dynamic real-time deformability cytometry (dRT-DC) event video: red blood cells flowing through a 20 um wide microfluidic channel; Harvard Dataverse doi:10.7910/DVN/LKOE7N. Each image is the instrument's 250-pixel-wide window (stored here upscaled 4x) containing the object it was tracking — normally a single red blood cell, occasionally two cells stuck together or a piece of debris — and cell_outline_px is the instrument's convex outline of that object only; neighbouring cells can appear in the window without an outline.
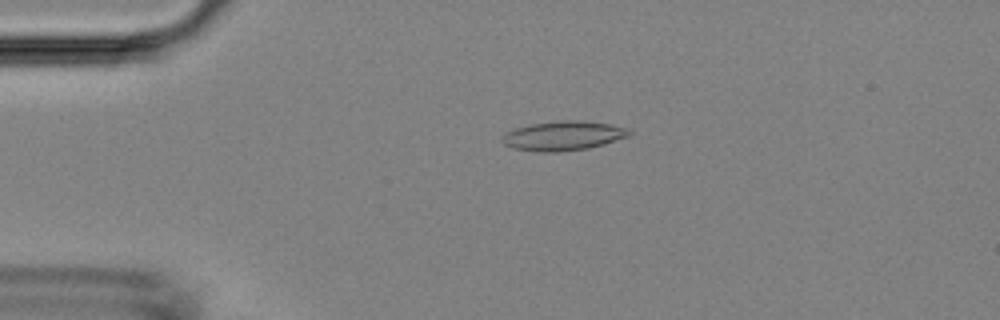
{"species": "Egyptian fruit bat (a non-hibernating species)", "species_latin": "Rousettus aegyptiacus", "temperature_condition": "room temperature", "stored_images_in_passage": 4, "camera_frame_rate_fps": 3000, "um_per_image_px": 0.085, "animal": {"sex": "female"}, "frame": {"image": 1, "passage_image": 2, "time_ms": 1.0, "image_size_px": [1000, 320], "cell_outline_px": [[632, 132], [628, 136], [604, 144], [588, 148], [560, 152], [536, 152], [512, 148], [504, 144], [500, 140], [500, 136], [516, 128], [532, 124], [564, 120], [580, 120], [612, 124], [628, 128]], "centroid_in_image_um": [47.87, 11.55], "position_along_channel_um": 37.1, "area_um2": 21.85}}